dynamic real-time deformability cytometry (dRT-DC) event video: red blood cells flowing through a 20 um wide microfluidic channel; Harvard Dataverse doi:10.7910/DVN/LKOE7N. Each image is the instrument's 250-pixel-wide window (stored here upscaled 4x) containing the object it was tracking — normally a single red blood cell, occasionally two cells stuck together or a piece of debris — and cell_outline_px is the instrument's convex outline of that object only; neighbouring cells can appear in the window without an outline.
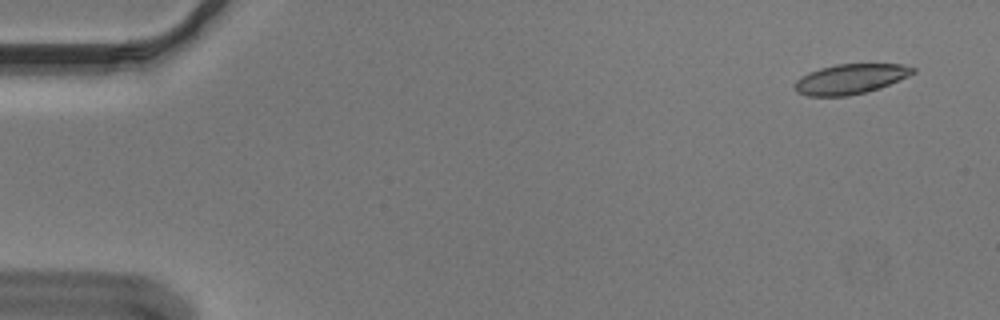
{"species": "Egyptian fruit bat (a non-hibernating species)", "species_latin": "Rousettus aegyptiacus", "temperature_condition": "cold", "stored_images_in_passage": 55, "camera_frame_rate_fps": 3000, "um_per_image_px": 0.085, "animal": {"sex": "male"}, "frame": {"image": 1, "passage_image": 3, "time_ms": 0.667, "image_size_px": [1000, 320], "cell_outline_px": [[916, 72], [908, 76], [880, 88], [868, 92], [848, 96], [808, 96], [796, 92], [792, 88], [792, 84], [800, 76], [808, 72], [820, 68], [836, 64], [900, 64], [916, 68]], "centroid_in_image_um": [72.23, 6.72], "position_along_channel_um": 12.8, "area_um2": 20.92}}
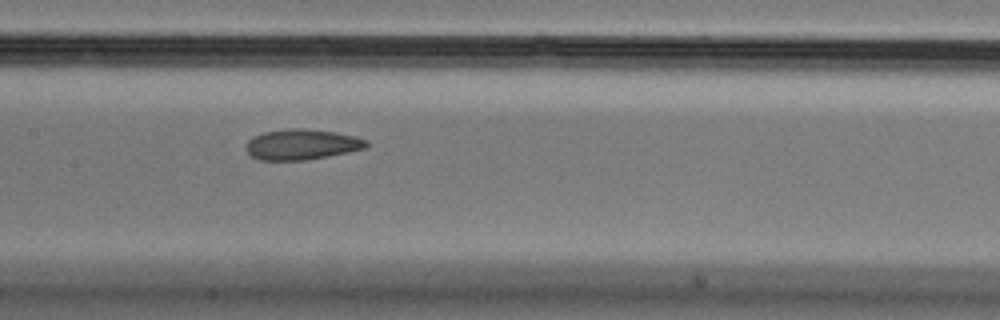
{"frame": {"image": 2, "passage_image": 27, "time_ms": 8.667, "image_size_px": [1000, 320], "cell_outline_px": [[368, 148], [328, 156], [304, 160], [260, 160], [252, 156], [244, 148], [248, 140], [252, 136], [264, 132], [288, 128], [304, 128], [336, 132], [356, 136], [368, 140]], "centroid_in_image_um": [25.66, 12.27], "position_along_channel_um": 181.7, "area_um2": 21.62}}
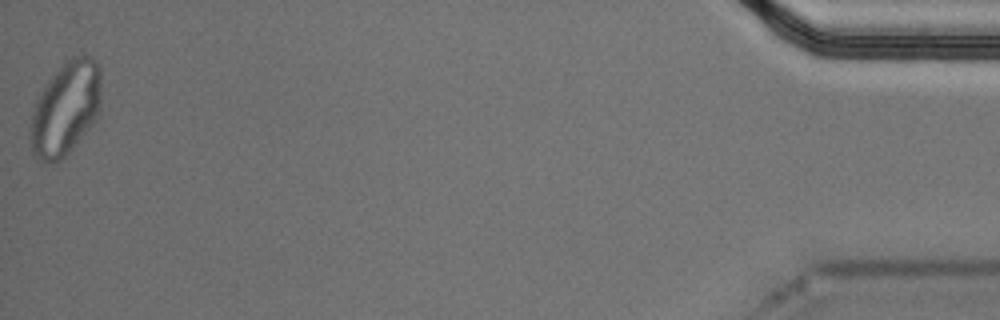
{"frame": {"image": 3, "passage_image": 55, "time_ms": 18.0, "image_size_px": [1000, 320], "cell_outline_px": [[100, 108], [92, 124], [72, 148], [64, 156], [52, 164], [48, 164], [36, 160], [32, 152], [32, 112], [36, 100], [52, 76], [72, 56], [92, 56], [100, 64]], "centroid_in_image_um": [5.59, 9.23], "position_along_channel_um": 429.6, "area_um2": 37.97}, "authors_computed_cell_mechanics": {"area_um2": 22.0796, "velocity_mm_per_s": 3.6341, "shape_relaxation_time_tau1_ms": 10.721, "shape_relaxation_time_tau2_ms": 1.974, "deformation_change_tau1": 0.2026, "deformation_change_tau2": 0.0642}}